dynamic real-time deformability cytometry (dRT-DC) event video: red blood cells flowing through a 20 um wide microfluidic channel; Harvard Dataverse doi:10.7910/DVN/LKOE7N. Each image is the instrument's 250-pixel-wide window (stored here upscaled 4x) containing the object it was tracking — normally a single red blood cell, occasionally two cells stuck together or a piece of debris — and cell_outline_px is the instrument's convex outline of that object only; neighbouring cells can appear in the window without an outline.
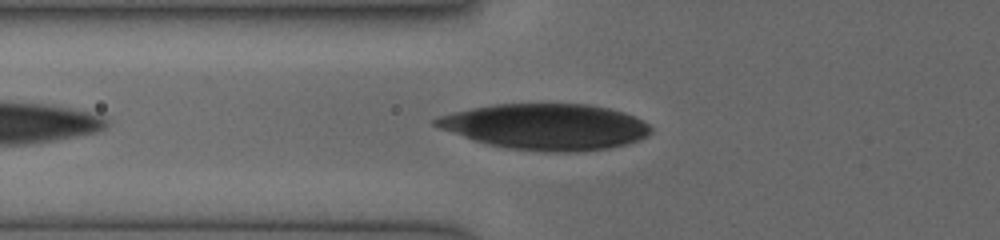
{"species": "human", "species_latin": "Homo sapiens", "temperature_condition": "cold", "stored_images_in_passage": 9, "camera_frame_rate_fps": 3000, "um_per_image_px": 0.085, "donor": {"sex": "female"}, "frame": {"image": 1, "passage_image": 3, "time_ms": 1.0, "image_size_px": [1000, 240], "cell_outline_px": [[652, 132], [648, 136], [640, 140], [628, 144], [608, 148], [580, 152], [544, 152], [504, 148], [484, 144], [472, 140], [440, 128], [432, 124], [432, 120], [436, 116], [452, 112], [492, 104], [588, 104], [608, 108], [624, 112], [648, 124], [652, 128]], "centroid_in_image_um": [46.37, 10.78], "position_along_channel_um": 79.4, "area_um2": 58.09}}
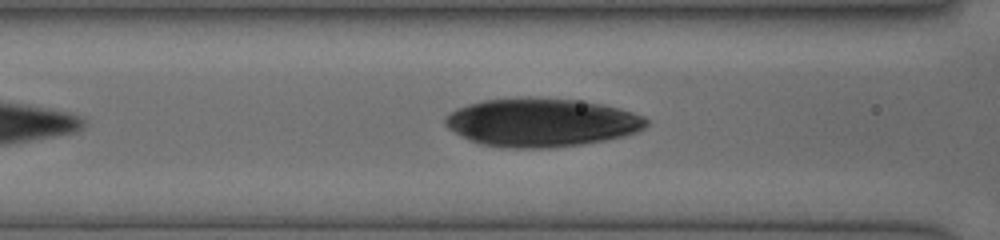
{"frame": {"image": 2, "passage_image": 6, "time_ms": 2.0, "image_size_px": [1000, 240], "cell_outline_px": [[648, 124], [640, 132], [608, 140], [584, 144], [552, 148], [508, 148], [480, 144], [468, 140], [460, 136], [448, 128], [444, 124], [444, 116], [456, 108], [468, 104], [484, 100], [528, 96], [572, 100], [600, 104], [632, 112], [644, 116], [648, 120]], "centroid_in_image_um": [46.0, 10.42], "position_along_channel_um": 120.6, "area_um2": 57.28}}
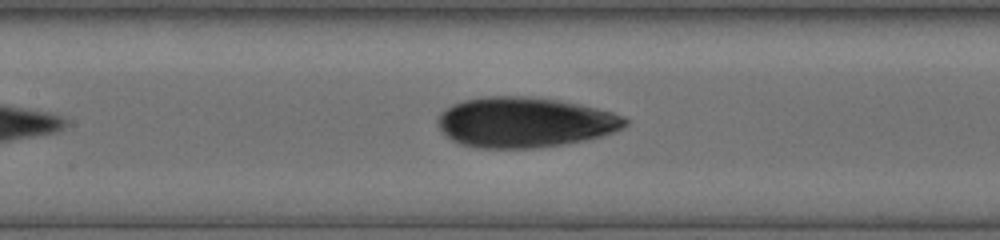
{"frame": {"image": 3, "passage_image": 9, "time_ms": 3.0, "image_size_px": [1000, 240], "cell_outline_px": [[628, 124], [612, 132], [588, 140], [532, 148], [476, 148], [460, 144], [444, 136], [440, 132], [436, 120], [440, 112], [452, 104], [464, 100], [484, 96], [524, 96], [556, 100], [596, 108], [612, 112], [624, 116], [628, 120]], "centroid_in_image_um": [44.53, 10.4], "position_along_channel_um": 162.9, "area_um2": 54.91}}